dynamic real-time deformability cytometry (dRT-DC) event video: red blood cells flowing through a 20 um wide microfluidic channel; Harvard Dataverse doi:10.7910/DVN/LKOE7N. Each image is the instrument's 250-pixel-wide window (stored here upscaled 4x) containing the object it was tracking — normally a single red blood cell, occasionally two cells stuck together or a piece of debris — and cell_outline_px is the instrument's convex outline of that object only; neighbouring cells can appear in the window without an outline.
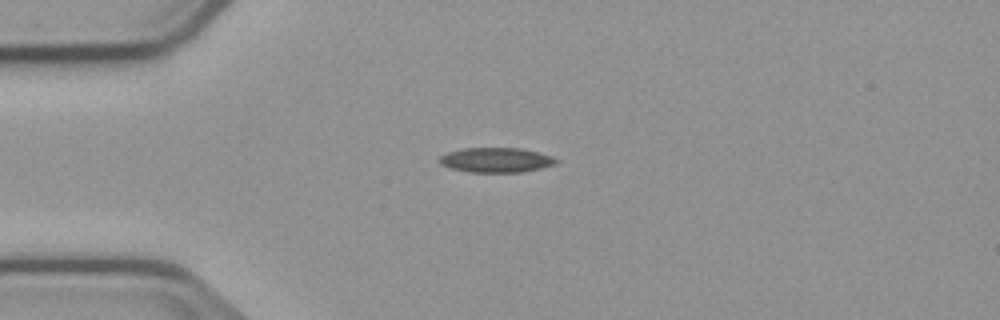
{"species": "common noctule bat (a hibernating species)", "species_latin": "Nyctalus noctula", "temperature_condition": "cold", "stored_images_in_passage": 2, "camera_frame_rate_fps": 3000, "um_per_image_px": 0.085, "animal": {"sex": "male", "body_mass_g": 23.1, "forearm_length_mm": 52.7}, "frame": {"image": 1, "passage_image": 1, "time_ms": 0.0, "image_size_px": [1000, 320], "cell_outline_px": [[560, 160], [556, 164], [540, 168], [520, 172], [468, 172], [452, 168], [440, 164], [440, 156], [448, 152], [460, 148], [520, 148], [540, 152], [552, 156]], "centroid_in_image_um": [42.19, 13.59], "position_along_channel_um": 42.8, "area_um2": 16.88}}